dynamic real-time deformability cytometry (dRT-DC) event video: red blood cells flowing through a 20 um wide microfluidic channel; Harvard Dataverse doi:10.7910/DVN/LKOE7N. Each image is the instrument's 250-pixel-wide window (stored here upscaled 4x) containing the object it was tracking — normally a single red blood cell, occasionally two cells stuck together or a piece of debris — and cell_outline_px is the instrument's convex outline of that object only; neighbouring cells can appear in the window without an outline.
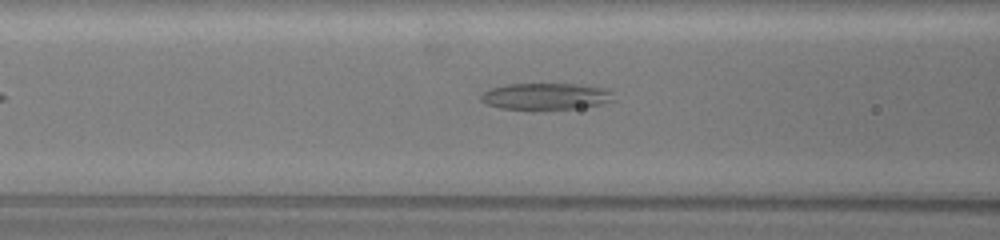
{"species": "common noctule bat (a hibernating species)", "species_latin": "Nyctalus noctula", "temperature_condition": "warm", "stored_images_in_passage": 42, "segment_of_instrument_passage": [1, 2], "camera_frame_rate_fps": 3000, "um_per_image_px": 0.085, "animal": {"sex": "female", "body_mass_g": 19.5, "forearm_length_mm": 54.1}, "frame": {"image": 1, "passage_image": 10, "time_ms": 3.0, "image_size_px": [1000, 240], "cell_outline_px": [[612, 100], [600, 104], [580, 108], [500, 108], [488, 104], [480, 100], [480, 96], [484, 92], [492, 88], [512, 84], [572, 84], [596, 88], [608, 92]], "centroid_in_image_um": [46.29, 8.19], "position_along_channel_um": 120.3, "area_um2": 19.42}}
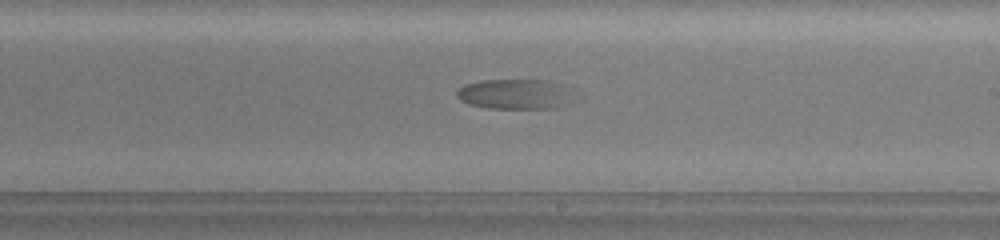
{"frame": {"image": 2, "passage_image": 22, "time_ms": 7.0, "image_size_px": [1000, 240], "cell_outline_px": [[568, 104], [560, 108], [488, 108], [468, 104], [460, 100], [456, 96], [456, 92], [464, 84], [484, 80], [544, 80]], "centroid_in_image_um": [43.4, 8.03], "position_along_channel_um": 245.6, "area_um2": 18.79}}
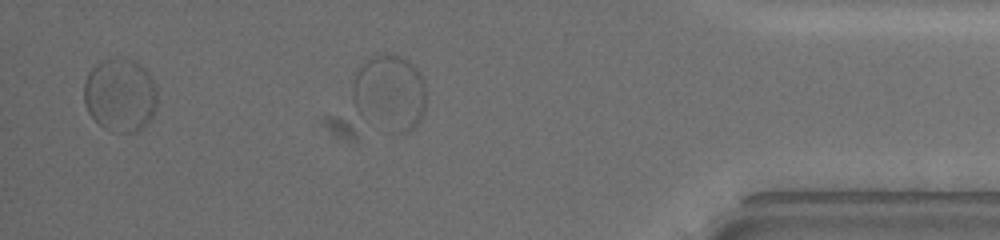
{"frame": {"image": 3, "passage_image": 40, "time_ms": 13.0, "image_size_px": [1000, 240], "cell_outline_px": [[156, 104], [152, 116], [140, 128], [132, 132], [112, 132], [104, 128], [88, 112], [84, 104], [84, 84], [88, 72], [96, 64], [104, 60], [132, 60], [140, 64], [144, 68], [152, 80], [156, 92]], "centroid_in_image_um": [10.18, 8.09], "position_along_channel_um": 425.0, "area_um2": 30.69}}